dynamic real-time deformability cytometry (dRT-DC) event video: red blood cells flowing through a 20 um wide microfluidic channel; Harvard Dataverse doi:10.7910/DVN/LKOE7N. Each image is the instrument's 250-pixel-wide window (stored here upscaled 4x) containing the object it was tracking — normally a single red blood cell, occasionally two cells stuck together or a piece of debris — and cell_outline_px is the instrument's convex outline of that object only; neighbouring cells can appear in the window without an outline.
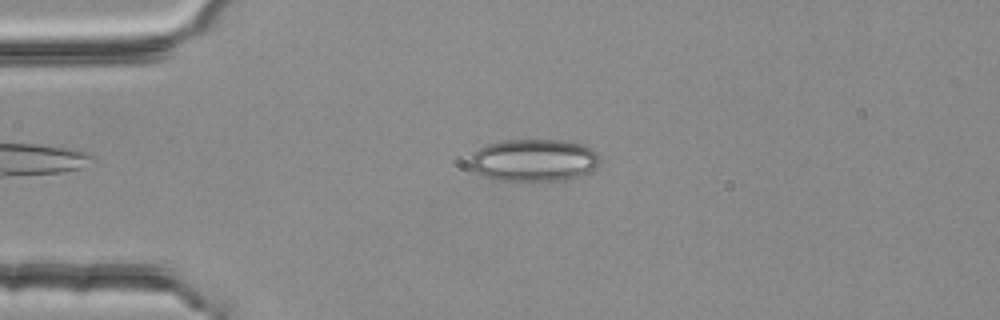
{"species": "common noctule bat (a hibernating species)", "species_latin": "Nyctalus noctula", "temperature_condition": "room temperature", "stored_images_in_passage": 5, "camera_frame_rate_fps": 3000, "um_per_image_px": 0.085, "animal": {"sex": "female", "body_mass_g": 25.1}, "frame": {"image": 1, "passage_image": 3, "time_ms": 0.667, "image_size_px": [1000, 320], "cell_outline_px": [[600, 160], [584, 176], [560, 180], [500, 180], [484, 176], [476, 172], [472, 168], [472, 152], [488, 144], [500, 140], [568, 140], [584, 144], [592, 148], [596, 152]], "centroid_in_image_um": [45.4, 13.6], "position_along_channel_um": 39.6, "area_um2": 31.96}}
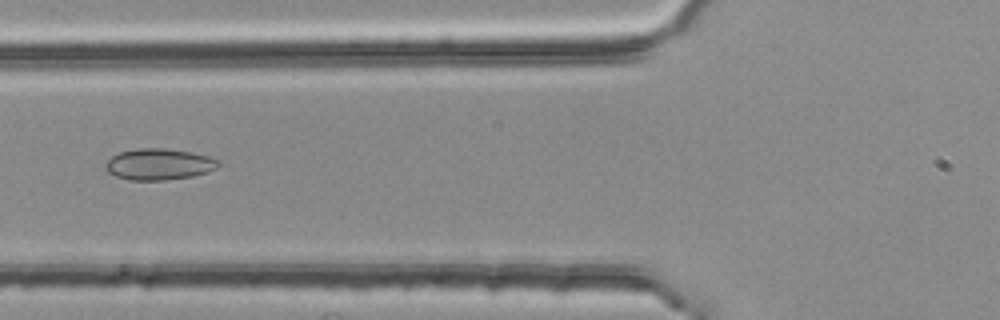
{"frame": {"image": 2, "passage_image": 5, "time_ms": 1.333, "image_size_px": [1000, 320], "cell_outline_px": [[220, 164], [216, 168], [208, 172], [192, 176], [164, 180], [128, 180], [116, 176], [108, 172], [104, 168], [104, 164], [112, 156], [120, 152], [136, 148], [164, 148], [192, 152], [212, 156], [220, 160]], "centroid_in_image_um": [13.53, 13.95], "position_along_channel_um": 112.3, "area_um2": 20.81}}